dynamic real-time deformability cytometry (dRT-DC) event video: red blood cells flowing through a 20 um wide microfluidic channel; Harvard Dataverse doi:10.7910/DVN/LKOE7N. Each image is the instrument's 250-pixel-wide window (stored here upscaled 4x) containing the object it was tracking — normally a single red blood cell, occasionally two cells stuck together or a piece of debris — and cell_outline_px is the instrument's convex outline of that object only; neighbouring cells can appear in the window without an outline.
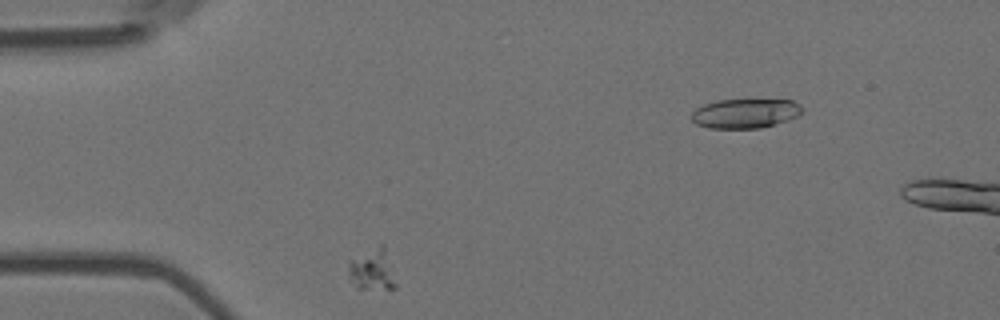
{"species": "Egyptian fruit bat (a non-hibernating species)", "species_latin": "Rousettus aegyptiacus", "temperature_condition": "room temperature", "stored_images_in_passage": 3, "camera_frame_rate_fps": 3000, "um_per_image_px": 0.085, "animal": {"sex": "female"}, "frame": {"image": 1, "passage_image": 2, "time_ms": 0.333, "image_size_px": [1000, 320], "cell_outline_px": [[396, 288], [356, 288], [348, 280], [348, 260], [380, 244], [384, 244], [392, 264], [396, 284]], "centroid_in_image_um": [31.62, 22.91], "position_along_channel_um": 53.4, "area_um2": 11.73}}